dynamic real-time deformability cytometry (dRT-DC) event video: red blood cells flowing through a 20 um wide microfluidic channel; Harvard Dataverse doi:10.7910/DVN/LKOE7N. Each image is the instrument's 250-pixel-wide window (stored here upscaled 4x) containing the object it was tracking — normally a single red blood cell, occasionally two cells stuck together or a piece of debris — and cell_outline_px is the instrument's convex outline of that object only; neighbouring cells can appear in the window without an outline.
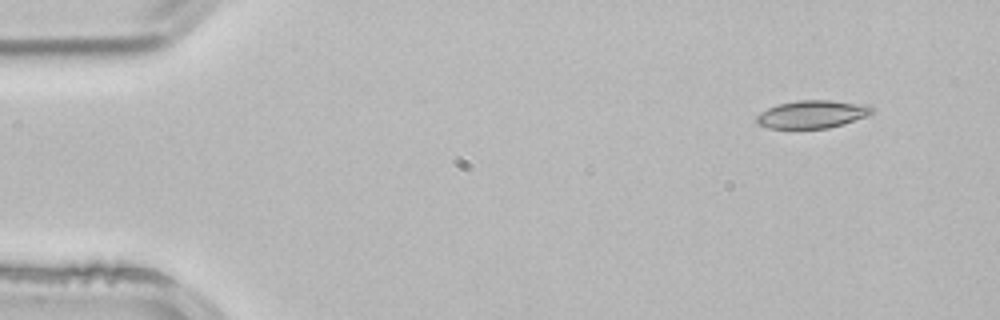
{"species": "common noctule bat (a hibernating species)", "species_latin": "Nyctalus noctula", "temperature_condition": "room temperature", "stored_images_in_passage": 4, "camera_frame_rate_fps": 3000, "um_per_image_px": 0.085, "animal": {"sex": "male", "body_mass_g": 21.5, "forearm_length_mm": 52.0}, "frame": {"image": 1, "passage_image": 4, "time_ms": 1.0, "image_size_px": [1000, 320], "cell_outline_px": [[872, 112], [868, 116], [828, 128], [768, 128], [756, 124], [756, 116], [760, 112], [768, 108], [780, 104], [796, 100], [832, 100], [868, 104], [872, 108]], "centroid_in_image_um": [69.03, 9.7], "position_along_channel_um": 16.0, "area_um2": 18.73}}